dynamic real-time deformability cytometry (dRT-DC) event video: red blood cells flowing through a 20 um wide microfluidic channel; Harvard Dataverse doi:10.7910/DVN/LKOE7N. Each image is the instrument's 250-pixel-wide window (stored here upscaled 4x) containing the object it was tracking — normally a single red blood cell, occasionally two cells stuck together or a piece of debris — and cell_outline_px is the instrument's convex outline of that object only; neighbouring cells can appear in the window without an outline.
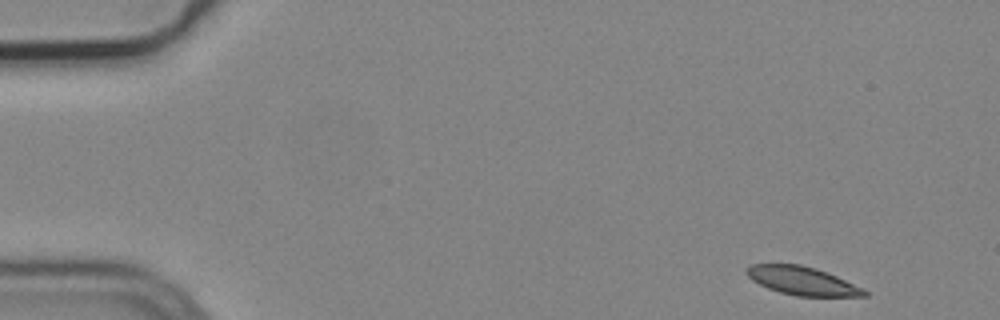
{"species": "common noctule bat (a hibernating species)", "species_latin": "Nyctalus noctula", "temperature_condition": "cold", "stored_images_in_passage": 4, "camera_frame_rate_fps": 3000, "um_per_image_px": 0.085, "animal": {"sex": "male", "body_mass_g": 19.2, "forearm_length_mm": 51.8}, "frame": {"image": 1, "passage_image": 1, "time_ms": 0.0, "image_size_px": [1000, 320], "cell_outline_px": [[868, 296], [796, 296], [780, 292], [768, 288], [752, 280], [744, 272], [744, 268], [752, 264], [800, 264], [816, 268], [836, 276], [864, 288], [868, 292]], "centroid_in_image_um": [68.18, 23.86], "position_along_channel_um": 16.8, "area_um2": 19.48}}
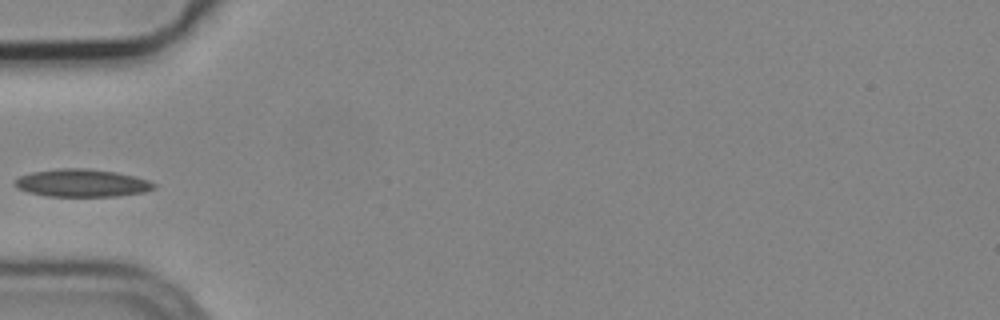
{"frame": {"image": 2, "passage_image": 4, "time_ms": 1.0, "image_size_px": [1000, 320], "cell_outline_px": [[156, 188], [144, 192], [116, 196], [48, 196], [28, 192], [20, 188], [16, 184], [16, 180], [20, 176], [32, 172], [60, 168], [88, 168], [116, 172], [148, 180], [156, 184]], "centroid_in_image_um": [7.0, 15.55], "position_along_channel_um": 78.0, "area_um2": 22.2}}